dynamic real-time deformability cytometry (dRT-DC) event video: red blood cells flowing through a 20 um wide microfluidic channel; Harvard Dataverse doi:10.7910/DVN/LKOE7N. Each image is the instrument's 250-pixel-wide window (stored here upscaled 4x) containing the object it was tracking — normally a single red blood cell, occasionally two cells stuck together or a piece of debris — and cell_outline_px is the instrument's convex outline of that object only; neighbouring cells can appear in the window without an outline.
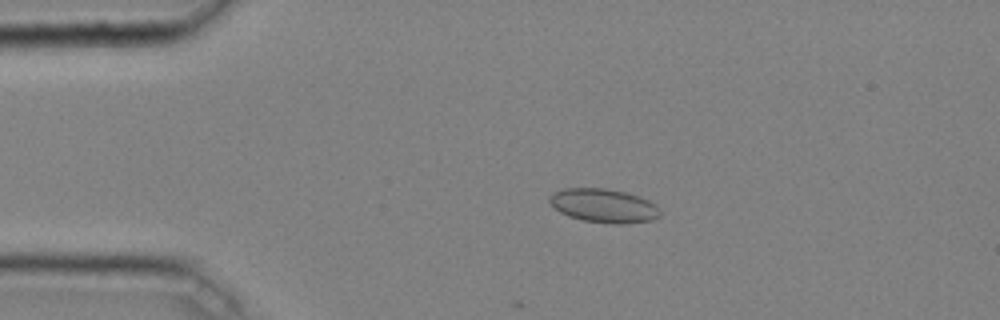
{"species": "common noctule bat (a hibernating species)", "species_latin": "Nyctalus noctula", "temperature_condition": "cold", "stored_images_in_passage": 39, "camera_frame_rate_fps": 3000, "um_per_image_px": 0.085, "animal": {"sex": "male", "body_mass_g": 20.4}, "frame": {"image": 1, "passage_image": 10, "time_ms": 3.0, "image_size_px": [1000, 320], "cell_outline_px": [[660, 216], [652, 220], [624, 224], [612, 224], [584, 220], [568, 216], [560, 212], [548, 200], [548, 196], [564, 188], [608, 188], [628, 192], [640, 196], [656, 204], [660, 212]], "centroid_in_image_um": [51.35, 17.47], "position_along_channel_um": 33.7, "area_um2": 21.91}}
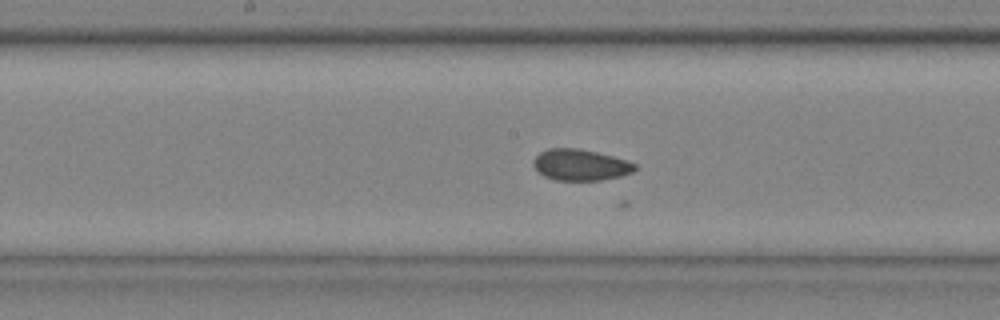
{"frame": {"image": 2, "passage_image": 25, "time_ms": 8.0, "image_size_px": [1000, 320], "cell_outline_px": [[636, 168], [632, 172], [620, 176], [600, 180], [556, 180], [544, 176], [532, 164], [532, 160], [540, 152], [548, 148], [576, 148], [596, 152], [628, 160], [636, 164]], "centroid_in_image_um": [49.33, 14.01], "position_along_channel_um": 198.9, "area_um2": 18.38}}
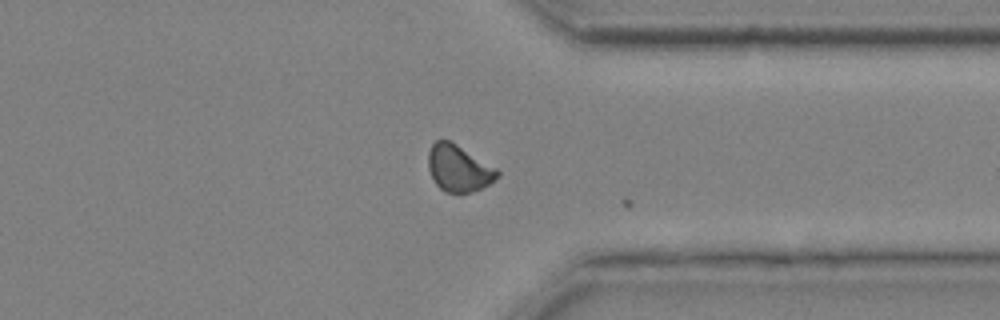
{"frame": {"image": 3, "passage_image": 38, "time_ms": 12.333, "image_size_px": [1000, 320], "cell_outline_px": [[500, 176], [488, 184], [472, 192], [460, 196], [444, 192], [436, 184], [428, 168], [428, 152], [432, 144], [436, 140], [452, 140], [496, 168], [500, 172]], "centroid_in_image_um": [38.98, 14.32], "position_along_channel_um": 372.4, "area_um2": 19.19}}